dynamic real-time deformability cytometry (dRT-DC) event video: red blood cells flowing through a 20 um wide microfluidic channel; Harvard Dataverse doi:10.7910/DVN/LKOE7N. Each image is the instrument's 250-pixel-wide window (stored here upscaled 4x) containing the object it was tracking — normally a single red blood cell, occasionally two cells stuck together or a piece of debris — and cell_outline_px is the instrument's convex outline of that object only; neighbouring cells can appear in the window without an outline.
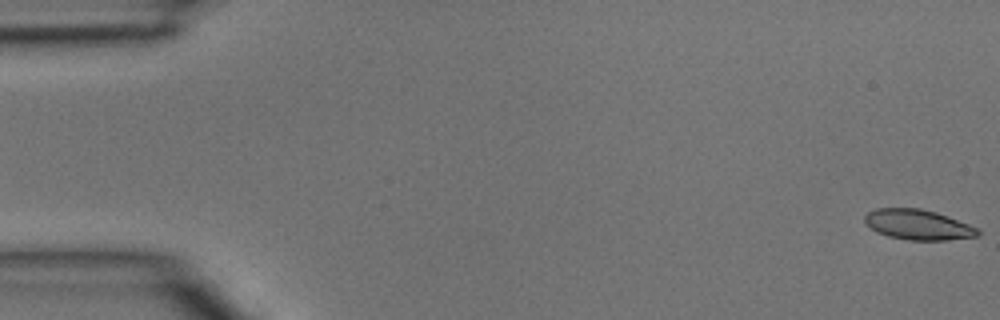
{"species": "common noctule bat (a hibernating species)", "species_latin": "Nyctalus noctula", "temperature_condition": "room temperature", "stored_images_in_passage": 5, "camera_frame_rate_fps": 3000, "um_per_image_px": 0.085, "animal": {"sex": "male", "body_mass_g": 15.6}, "frame": {"image": 1, "passage_image": 1, "time_ms": 0.0, "image_size_px": [1000, 320], "cell_outline_px": [[980, 236], [948, 240], [908, 240], [888, 236], [876, 232], [864, 224], [864, 216], [868, 212], [876, 208], [920, 208], [936, 212], [948, 216], [968, 224], [976, 228], [980, 232]], "centroid_in_image_um": [78.0, 19.1], "position_along_channel_um": 7.0, "area_um2": 20.06}}
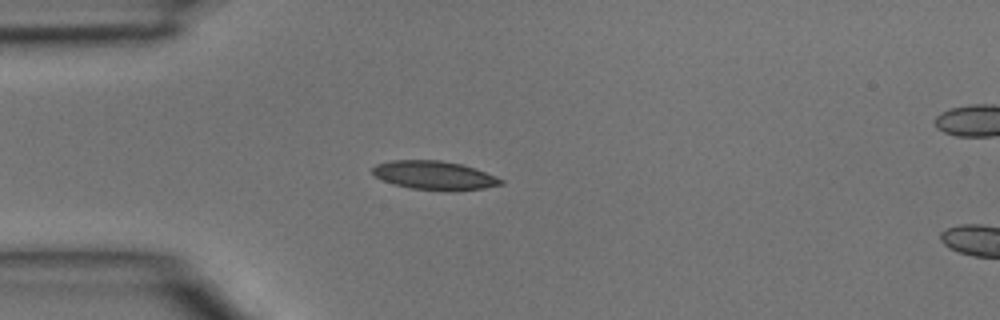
{"frame": {"image": 2, "passage_image": 4, "time_ms": 1.0, "image_size_px": [1000, 320], "cell_outline_px": [[504, 184], [484, 188], [452, 192], [412, 188], [396, 184], [384, 180], [376, 176], [372, 172], [372, 168], [376, 164], [392, 160], [440, 160], [460, 164], [476, 168], [504, 180]], "centroid_in_image_um": [36.97, 14.91], "position_along_channel_um": 48.0, "area_um2": 21.5}}